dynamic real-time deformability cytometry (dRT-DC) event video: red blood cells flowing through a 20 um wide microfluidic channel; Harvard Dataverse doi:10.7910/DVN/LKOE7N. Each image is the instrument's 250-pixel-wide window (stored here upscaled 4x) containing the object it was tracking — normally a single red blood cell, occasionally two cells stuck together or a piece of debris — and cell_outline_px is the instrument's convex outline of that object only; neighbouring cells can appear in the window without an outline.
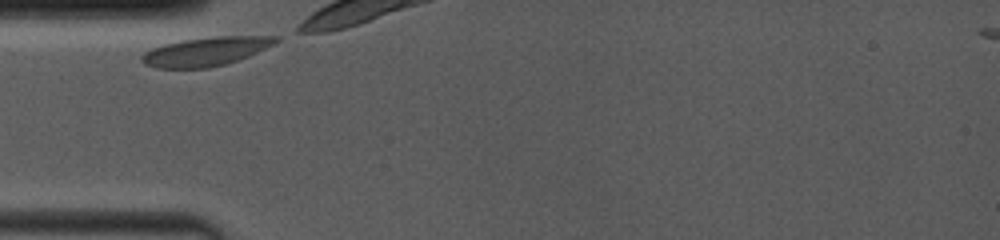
{"species": "common noctule bat (a hibernating species)", "species_latin": "Nyctalus noctula", "temperature_condition": "room temperature", "stored_images_in_passage": 13, "camera_frame_rate_fps": 4000, "um_per_image_px": 0.085, "animal": {"sex": "female", "body_mass_g": 19.0, "forearm_length_mm": 53.3}, "frame": {"image": 1, "passage_image": 1, "time_ms": 0.0, "image_size_px": [1000, 240], "cell_outline_px": [[280, 40], [276, 44], [248, 56], [224, 64], [208, 68], [156, 68], [144, 64], [140, 60], [140, 56], [144, 52], [152, 48], [164, 44], [184, 40], [216, 36], [280, 36]], "centroid_in_image_um": [17.49, 4.37], "position_along_channel_um": 67.5, "area_um2": 22.48}}